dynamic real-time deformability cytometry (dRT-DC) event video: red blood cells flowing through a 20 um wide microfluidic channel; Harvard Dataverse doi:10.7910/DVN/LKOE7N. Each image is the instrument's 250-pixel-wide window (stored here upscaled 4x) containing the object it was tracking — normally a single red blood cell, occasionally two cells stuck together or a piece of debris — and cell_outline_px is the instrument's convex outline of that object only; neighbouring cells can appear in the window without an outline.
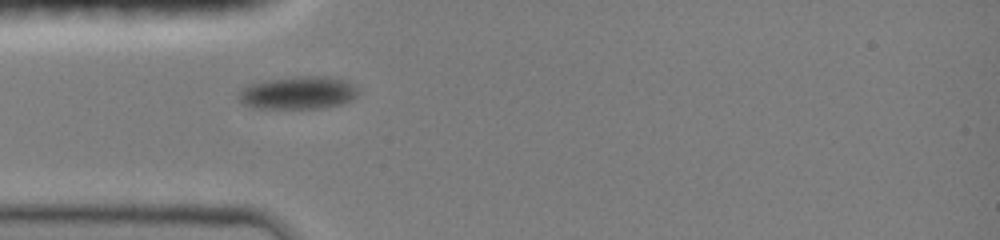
{"species": "common noctule bat (a hibernating species)", "species_latin": "Nyctalus noctula", "temperature_condition": "room temperature", "stored_images_in_passage": 42, "camera_frame_rate_fps": 3000, "um_per_image_px": 0.085, "animal": {"sex": "female", "body_mass_g": 19.0, "forearm_length_mm": 51.5}, "frame": {"image": 1, "passage_image": 1, "time_ms": 0.0, "image_size_px": [1000, 240], "cell_outline_px": [[360, 92], [352, 100], [340, 104], [324, 108], [252, 108], [244, 104], [236, 96], [244, 88], [252, 84], [264, 80], [288, 76], [324, 76], [344, 80], [352, 84]], "centroid_in_image_um": [25.34, 7.88], "position_along_channel_um": 59.7, "area_um2": 22.95}}
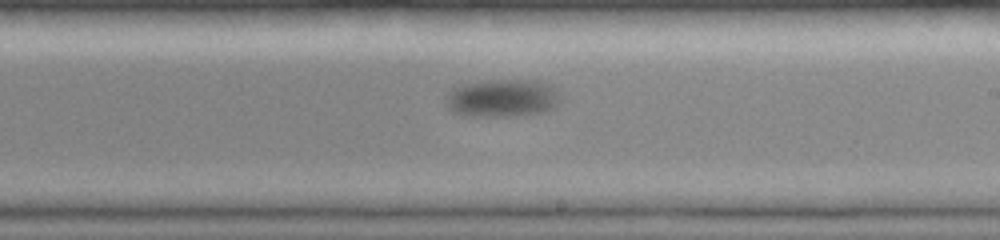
{"frame": {"image": 2, "passage_image": 18, "time_ms": 5.667, "image_size_px": [1000, 240], "cell_outline_px": [[560, 100], [556, 108], [540, 112], [516, 116], [464, 116], [452, 112], [448, 108], [444, 100], [448, 92], [452, 88], [460, 84], [492, 80], [540, 80], [556, 88]], "centroid_in_image_um": [42.67, 8.34], "position_along_channel_um": 246.3, "area_um2": 25.66}}
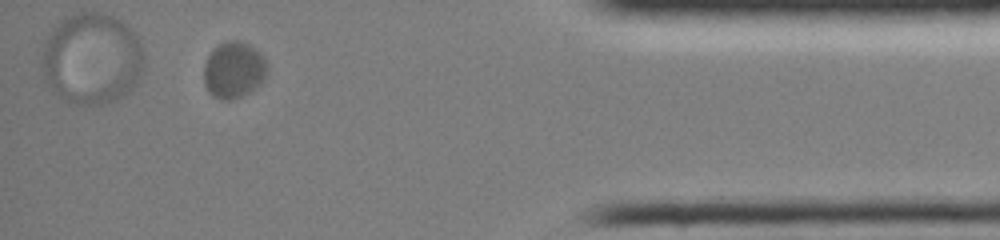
{"frame": {"image": 3, "passage_image": 36, "time_ms": 11.667, "image_size_px": [1000, 240], "cell_outline_px": [[268, 72], [260, 84], [248, 92], [240, 96], [228, 100], [220, 100], [212, 96], [208, 92], [204, 84], [204, 64], [212, 48], [228, 40], [240, 40], [256, 48], [264, 56], [268, 64]], "centroid_in_image_um": [19.87, 5.93], "position_along_channel_um": 415.3, "area_um2": 21.15}, "authors_computed_cell_mechanics": {"area_um2": 23.6402, "velocity_mm_per_s": 3.3352, "shape_relaxation_time_tau1_ms": 0.9048, "shape_relaxation_time_tau2_ms": null, "deformation_change_tau1": 0.0514, "deformation_change_tau2": null}}